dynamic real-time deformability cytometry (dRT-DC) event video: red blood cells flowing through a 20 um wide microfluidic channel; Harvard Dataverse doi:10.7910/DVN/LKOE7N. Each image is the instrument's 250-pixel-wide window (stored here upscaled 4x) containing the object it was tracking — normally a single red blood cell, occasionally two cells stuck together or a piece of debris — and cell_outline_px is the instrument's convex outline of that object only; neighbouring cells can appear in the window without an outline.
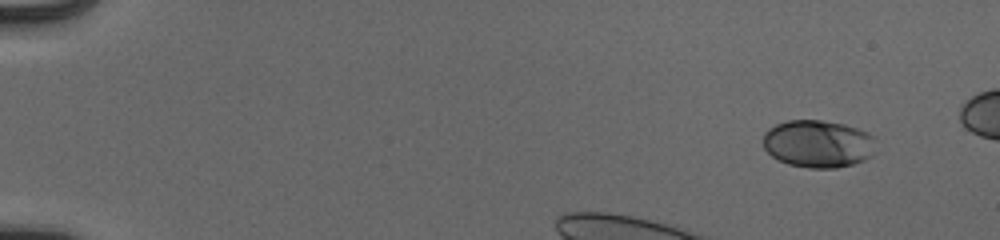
{"species": "human", "species_latin": "Homo sapiens", "temperature_condition": "cold", "stored_images_in_passage": 38, "camera_frame_rate_fps": 3000, "um_per_image_px": 0.085, "donor": {"sex": "male"}, "frame": {"image": 1, "passage_image": 1, "time_ms": 0.0, "image_size_px": [1000, 240], "cell_outline_px": [[872, 156], [864, 160], [852, 164], [836, 168], [808, 168], [788, 164], [772, 156], [764, 148], [764, 132], [768, 128], [776, 124], [788, 120], [820, 120], [844, 124], [868, 132], [872, 136]], "centroid_in_image_um": [69.5, 12.22], "position_along_channel_um": 15.5, "area_um2": 31.04}}
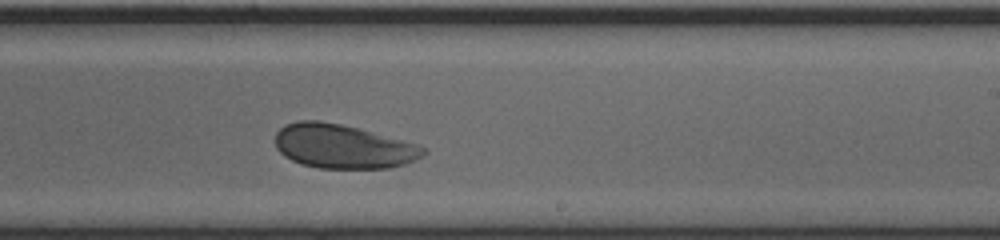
{"frame": {"image": 2, "passage_image": 26, "time_ms": 8.333, "image_size_px": [1000, 240], "cell_outline_px": [[428, 152], [424, 156], [416, 160], [392, 168], [320, 168], [300, 164], [284, 156], [276, 148], [276, 132], [284, 124], [296, 120], [320, 120], [340, 124], [420, 144], [428, 148]], "centroid_in_image_um": [29.18, 12.44], "position_along_channel_um": 259.8, "area_um2": 38.38}}
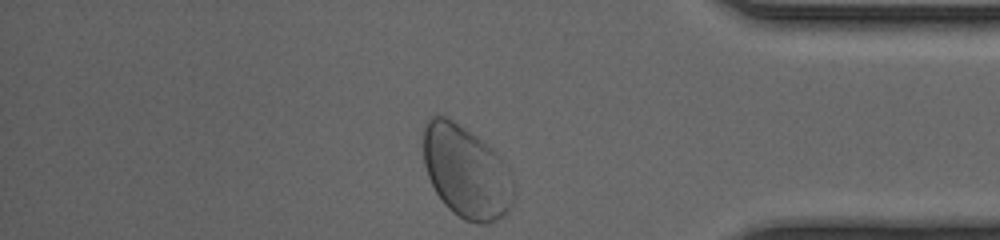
{"frame": {"image": 3, "passage_image": 38, "time_ms": 12.333, "image_size_px": [1000, 240], "cell_outline_px": [[516, 196], [512, 204], [504, 216], [488, 224], [476, 224], [464, 220], [452, 212], [444, 204], [436, 192], [428, 176], [424, 164], [424, 124], [432, 116], [444, 116], [452, 120], [476, 136], [492, 148], [504, 160], [512, 172]], "centroid_in_image_um": [39.68, 14.65], "position_along_channel_um": 395.5, "area_um2": 49.07}, "authors_computed_cell_mechanics": {"area_um2": 38.1191, "velocity_mm_per_s": 3.8258, "shape_relaxation_time_tau1_ms": 6.6599, "shape_relaxation_time_tau2_ms": null, "deformation_change_tau1": 0.1333, "deformation_change_tau2": null}}